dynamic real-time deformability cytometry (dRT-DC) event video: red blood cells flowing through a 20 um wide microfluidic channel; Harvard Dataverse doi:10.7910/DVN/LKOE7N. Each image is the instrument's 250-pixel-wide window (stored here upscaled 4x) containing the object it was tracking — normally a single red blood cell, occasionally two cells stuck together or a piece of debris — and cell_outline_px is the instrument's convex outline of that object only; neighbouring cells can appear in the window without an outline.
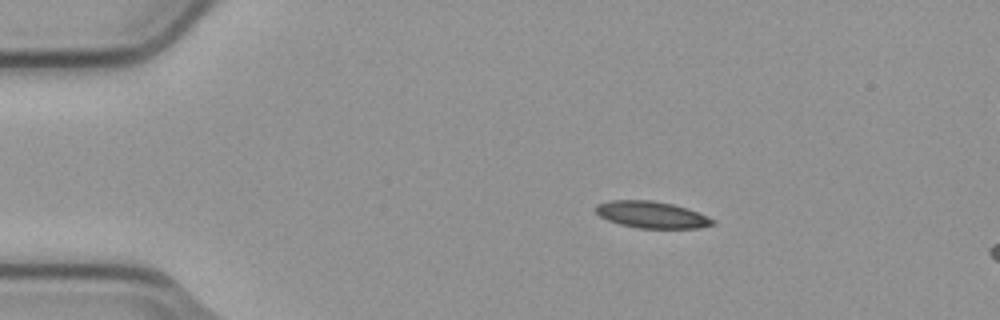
{"species": "common noctule bat (a hibernating species)", "species_latin": "Nyctalus noctula", "temperature_condition": "cold", "stored_images_in_passage": 3, "camera_frame_rate_fps": 3000, "um_per_image_px": 0.085, "animal": {"sex": "male", "body_mass_g": 23.1, "forearm_length_mm": 52.7}, "frame": {"image": 1, "passage_image": 1, "time_ms": 0.0, "image_size_px": [1000, 320], "cell_outline_px": [[716, 224], [700, 228], [636, 228], [620, 224], [608, 220], [600, 216], [596, 212], [596, 204], [608, 200], [652, 200], [672, 204], [688, 208], [708, 216], [716, 220]], "centroid_in_image_um": [55.42, 18.25], "position_along_channel_um": 29.6, "area_um2": 18.38}}